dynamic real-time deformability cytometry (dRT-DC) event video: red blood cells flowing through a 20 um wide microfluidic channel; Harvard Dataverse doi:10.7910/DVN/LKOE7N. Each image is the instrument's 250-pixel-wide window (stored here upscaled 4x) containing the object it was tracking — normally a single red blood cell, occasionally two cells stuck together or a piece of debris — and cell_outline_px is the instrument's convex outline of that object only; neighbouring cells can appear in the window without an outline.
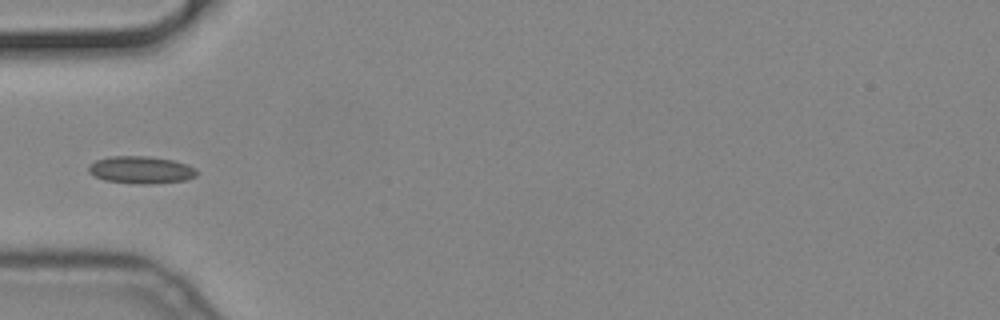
{"species": "common noctule bat (a hibernating species)", "species_latin": "Nyctalus noctula", "temperature_condition": "cold", "stored_images_in_passage": 39, "camera_frame_rate_fps": 3000, "um_per_image_px": 0.085, "animal": {"sex": "male", "body_mass_g": 19.2, "forearm_length_mm": 51.8}, "frame": {"image": 1, "passage_image": 1, "time_ms": 0.0, "image_size_px": [1000, 320], "cell_outline_px": [[196, 176], [188, 180], [152, 184], [140, 184], [104, 180], [88, 172], [88, 164], [96, 160], [108, 156], [148, 156], [172, 160], [188, 164], [196, 168]], "centroid_in_image_um": [11.99, 14.44], "position_along_channel_um": 73.0, "area_um2": 17.4}}
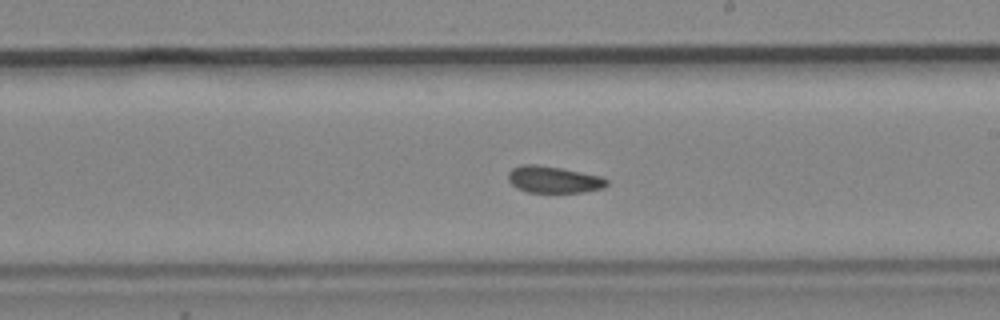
{"frame": {"image": 2, "passage_image": 15, "time_ms": 4.667, "image_size_px": [1000, 320], "cell_outline_px": [[608, 184], [604, 188], [584, 192], [528, 192], [516, 188], [508, 180], [508, 172], [512, 168], [520, 164], [536, 164], [560, 168], [600, 176], [608, 180]], "centroid_in_image_um": [47.03, 15.26], "position_along_channel_um": 242.0, "area_um2": 15.37}}
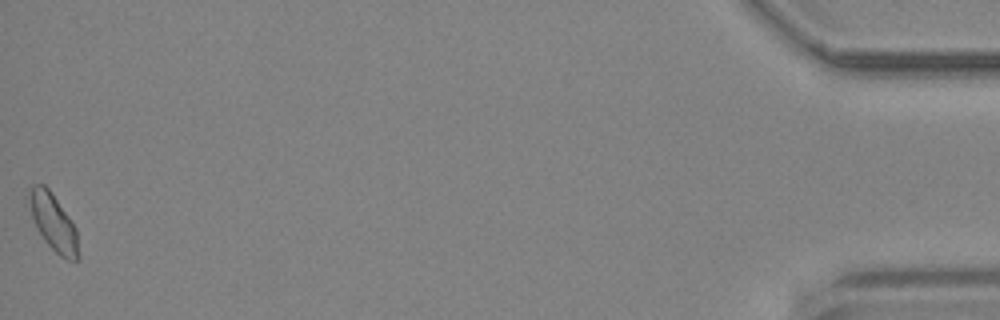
{"frame": {"image": 3, "passage_image": 39, "time_ms": 12.667, "image_size_px": [1000, 320], "cell_outline_px": [[80, 260], [68, 260], [60, 256], [44, 240], [36, 228], [28, 204], [28, 192], [32, 184], [44, 184], [52, 192], [76, 228], [80, 256]], "centroid_in_image_um": [4.53, 18.9], "position_along_channel_um": 430.7, "area_um2": 16.47}}